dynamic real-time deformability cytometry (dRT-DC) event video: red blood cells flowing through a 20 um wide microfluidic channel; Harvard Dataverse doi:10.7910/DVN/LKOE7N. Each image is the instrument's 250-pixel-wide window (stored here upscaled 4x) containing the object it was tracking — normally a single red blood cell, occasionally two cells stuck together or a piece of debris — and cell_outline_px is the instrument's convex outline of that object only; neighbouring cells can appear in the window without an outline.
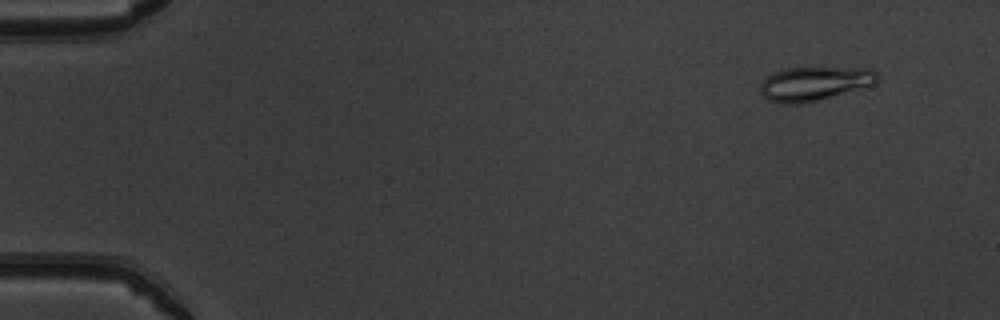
{"species": "common noctule bat (a hibernating species)", "species_latin": "Nyctalus noctula", "temperature_condition": "warm", "stored_images_in_passage": 52, "camera_frame_rate_fps": 3000, "um_per_image_px": 0.085, "animal": {"sex": "male", "body_mass_g": 19.5, "forearm_length_mm": 54.6}, "frame": {"image": 1, "passage_image": 5, "time_ms": 1.333, "image_size_px": [1000, 320], "cell_outline_px": [[880, 80], [872, 84], [816, 100], [796, 104], [784, 104], [768, 100], [760, 92], [760, 84], [768, 76], [776, 72], [788, 68], [872, 68], [880, 76]], "centroid_in_image_um": [69.22, 7.09], "position_along_channel_um": 15.8, "area_um2": 22.66}}
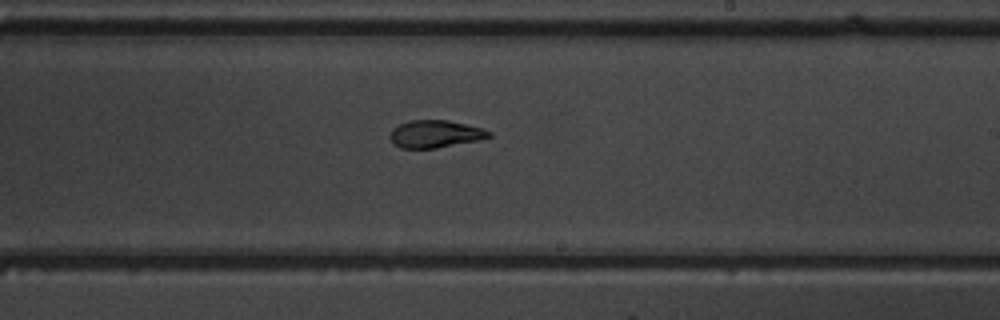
{"frame": {"image": 2, "passage_image": 32, "time_ms": 10.333, "image_size_px": [1000, 320], "cell_outline_px": [[492, 136], [476, 140], [436, 148], [400, 148], [392, 144], [388, 136], [392, 128], [408, 120], [448, 120], [484, 128], [492, 132]], "centroid_in_image_um": [36.95, 11.38], "position_along_channel_um": 252.1, "area_um2": 15.95}}
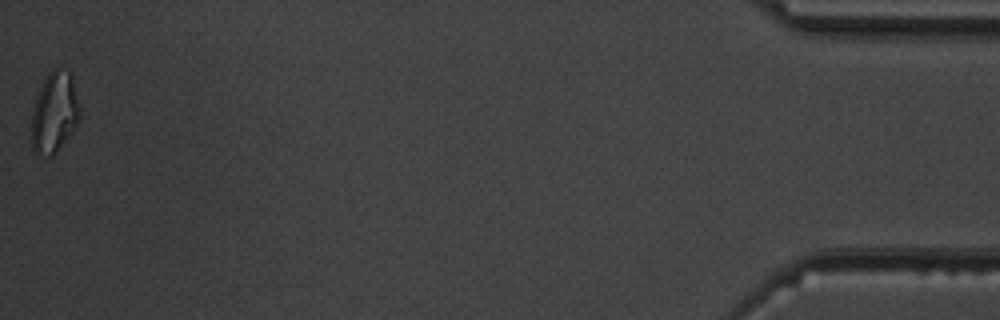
{"frame": {"image": 3, "passage_image": 52, "time_ms": 17.0, "image_size_px": [1000, 320], "cell_outline_px": [[80, 120], [72, 132], [56, 152], [52, 156], [36, 156], [32, 148], [32, 108], [36, 96], [44, 76], [56, 64], [60, 64], [72, 72], [80, 108]], "centroid_in_image_um": [4.64, 9.47], "position_along_channel_um": 430.6, "area_um2": 23.64}, "authors_computed_cell_mechanics": {"area_um2": 17.6579, "velocity_mm_per_s": 4.0098, "shape_relaxation_time_tau1_ms": null, "shape_relaxation_time_tau2_ms": 3.1715, "deformation_change_tau1": null, "deformation_change_tau2": 0.0879}}